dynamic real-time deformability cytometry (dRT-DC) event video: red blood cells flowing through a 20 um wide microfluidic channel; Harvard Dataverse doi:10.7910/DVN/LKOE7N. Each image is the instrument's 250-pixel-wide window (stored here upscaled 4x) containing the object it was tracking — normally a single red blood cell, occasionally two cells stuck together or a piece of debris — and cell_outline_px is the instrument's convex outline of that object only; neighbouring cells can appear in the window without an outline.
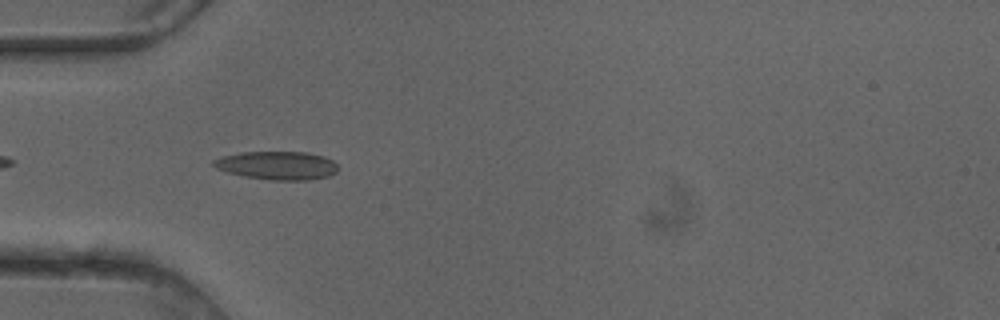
{"species": "common noctule bat (a hibernating species)", "species_latin": "Nyctalus noctula", "temperature_condition": "cold", "stored_images_in_passage": 37, "camera_frame_rate_fps": 3000, "um_per_image_px": 0.085, "animal": {"sex": "female"}, "frame": {"image": 1, "passage_image": 3, "time_ms": 0.667, "image_size_px": [1000, 320], "cell_outline_px": [[340, 168], [336, 172], [328, 176], [308, 180], [268, 180], [244, 176], [224, 172], [216, 168], [212, 164], [212, 160], [220, 156], [240, 152], [308, 152], [324, 156], [332, 160]], "centroid_in_image_um": [23.53, 14.06], "position_along_channel_um": 61.5, "area_um2": 20.87}}
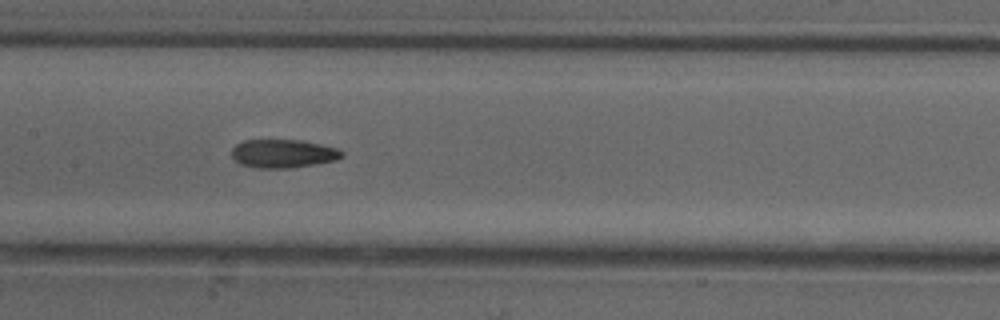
{"frame": {"image": 2, "passage_image": 12, "time_ms": 3.667, "image_size_px": [1000, 320], "cell_outline_px": [[344, 156], [336, 160], [316, 164], [292, 168], [256, 168], [240, 164], [232, 156], [232, 148], [236, 144], [244, 140], [300, 140], [340, 148], [344, 152]], "centroid_in_image_um": [24.1, 13.06], "position_along_channel_um": 183.3, "area_um2": 18.44}}
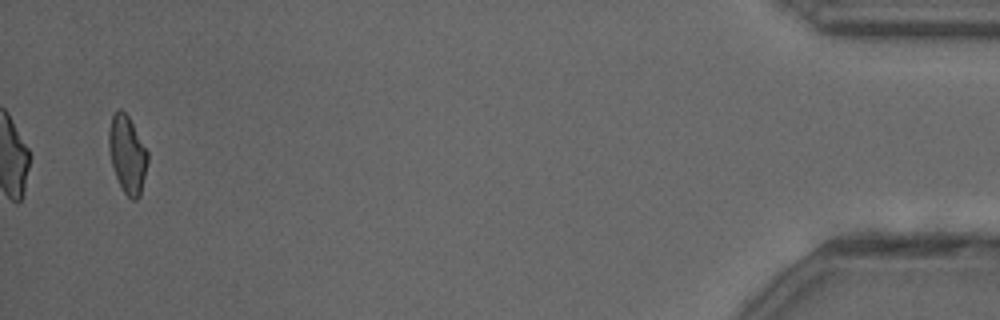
{"frame": {"image": 3, "passage_image": 36, "time_ms": 11.667, "image_size_px": [1000, 320], "cell_outline_px": [[148, 160], [140, 196], [136, 200], [132, 200], [124, 192], [116, 176], [112, 164], [108, 148], [108, 132], [112, 116], [120, 108], [128, 116], [148, 152]], "centroid_in_image_um": [10.82, 13.13], "position_along_channel_um": 424.4, "area_um2": 17.28}, "authors_computed_cell_mechanics": {"area_um2": 18.1492, "velocity_mm_per_s": 4.1053, "shape_relaxation_time_tau1_ms": null, "shape_relaxation_time_tau2_ms": 3.5704, "deformation_change_tau1": null, "deformation_change_tau2": 0.1238}}